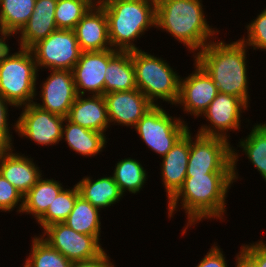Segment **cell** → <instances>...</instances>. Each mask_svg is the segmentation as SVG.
<instances>
[{
  "mask_svg": "<svg viewBox=\"0 0 266 267\" xmlns=\"http://www.w3.org/2000/svg\"><path fill=\"white\" fill-rule=\"evenodd\" d=\"M245 28L247 29V32H245L247 35L240 40L253 50L266 51V8L245 25Z\"/></svg>",
  "mask_w": 266,
  "mask_h": 267,
  "instance_id": "d6a6232c",
  "label": "cell"
},
{
  "mask_svg": "<svg viewBox=\"0 0 266 267\" xmlns=\"http://www.w3.org/2000/svg\"><path fill=\"white\" fill-rule=\"evenodd\" d=\"M58 0H36L34 12L26 25L18 33L21 48L30 49L38 41L47 38L58 30L55 21V9Z\"/></svg>",
  "mask_w": 266,
  "mask_h": 267,
  "instance_id": "44dd1931",
  "label": "cell"
},
{
  "mask_svg": "<svg viewBox=\"0 0 266 267\" xmlns=\"http://www.w3.org/2000/svg\"><path fill=\"white\" fill-rule=\"evenodd\" d=\"M239 147L247 159L257 169L266 182V123H257L244 139H240Z\"/></svg>",
  "mask_w": 266,
  "mask_h": 267,
  "instance_id": "f1b7e54d",
  "label": "cell"
},
{
  "mask_svg": "<svg viewBox=\"0 0 266 267\" xmlns=\"http://www.w3.org/2000/svg\"><path fill=\"white\" fill-rule=\"evenodd\" d=\"M99 212L98 208L79 196L74 208L63 223L76 232L93 235L101 242V217Z\"/></svg>",
  "mask_w": 266,
  "mask_h": 267,
  "instance_id": "484cf974",
  "label": "cell"
},
{
  "mask_svg": "<svg viewBox=\"0 0 266 267\" xmlns=\"http://www.w3.org/2000/svg\"><path fill=\"white\" fill-rule=\"evenodd\" d=\"M71 267H115L113 261L111 262L110 256L107 255L106 250H104L96 258L72 262Z\"/></svg>",
  "mask_w": 266,
  "mask_h": 267,
  "instance_id": "74e56055",
  "label": "cell"
},
{
  "mask_svg": "<svg viewBox=\"0 0 266 267\" xmlns=\"http://www.w3.org/2000/svg\"><path fill=\"white\" fill-rule=\"evenodd\" d=\"M82 52L112 49L108 35V20L104 9L96 2L75 29Z\"/></svg>",
  "mask_w": 266,
  "mask_h": 267,
  "instance_id": "ac0fdd59",
  "label": "cell"
},
{
  "mask_svg": "<svg viewBox=\"0 0 266 267\" xmlns=\"http://www.w3.org/2000/svg\"><path fill=\"white\" fill-rule=\"evenodd\" d=\"M14 151V147L0 148V174L24 196L43 173L31 156Z\"/></svg>",
  "mask_w": 266,
  "mask_h": 267,
  "instance_id": "e0dca14e",
  "label": "cell"
},
{
  "mask_svg": "<svg viewBox=\"0 0 266 267\" xmlns=\"http://www.w3.org/2000/svg\"><path fill=\"white\" fill-rule=\"evenodd\" d=\"M108 20V35L112 49L132 51L134 43L148 29L156 27L155 0H100Z\"/></svg>",
  "mask_w": 266,
  "mask_h": 267,
  "instance_id": "277c9868",
  "label": "cell"
},
{
  "mask_svg": "<svg viewBox=\"0 0 266 267\" xmlns=\"http://www.w3.org/2000/svg\"><path fill=\"white\" fill-rule=\"evenodd\" d=\"M50 75L40 84L39 97L42 103L34 104L50 113L67 117L78 94L73 72L70 70H50Z\"/></svg>",
  "mask_w": 266,
  "mask_h": 267,
  "instance_id": "5bb4252c",
  "label": "cell"
},
{
  "mask_svg": "<svg viewBox=\"0 0 266 267\" xmlns=\"http://www.w3.org/2000/svg\"><path fill=\"white\" fill-rule=\"evenodd\" d=\"M86 97L85 95L77 96L66 118L81 127L106 135L111 125L104 96L88 95Z\"/></svg>",
  "mask_w": 266,
  "mask_h": 267,
  "instance_id": "ffe728a7",
  "label": "cell"
},
{
  "mask_svg": "<svg viewBox=\"0 0 266 267\" xmlns=\"http://www.w3.org/2000/svg\"><path fill=\"white\" fill-rule=\"evenodd\" d=\"M22 108L16 120V133L34 141L37 145L51 146L62 141V127L65 118L39 108L34 103Z\"/></svg>",
  "mask_w": 266,
  "mask_h": 267,
  "instance_id": "30bf717a",
  "label": "cell"
},
{
  "mask_svg": "<svg viewBox=\"0 0 266 267\" xmlns=\"http://www.w3.org/2000/svg\"><path fill=\"white\" fill-rule=\"evenodd\" d=\"M36 0H0V28L17 35L34 12Z\"/></svg>",
  "mask_w": 266,
  "mask_h": 267,
  "instance_id": "83f0119b",
  "label": "cell"
},
{
  "mask_svg": "<svg viewBox=\"0 0 266 267\" xmlns=\"http://www.w3.org/2000/svg\"><path fill=\"white\" fill-rule=\"evenodd\" d=\"M79 196L76 184L73 188H64L36 223L43 229L51 224L63 223L74 208L76 199Z\"/></svg>",
  "mask_w": 266,
  "mask_h": 267,
  "instance_id": "4dcf8cb0",
  "label": "cell"
},
{
  "mask_svg": "<svg viewBox=\"0 0 266 267\" xmlns=\"http://www.w3.org/2000/svg\"><path fill=\"white\" fill-rule=\"evenodd\" d=\"M136 85L154 105L159 101L176 104L179 97L180 75L163 60L142 49L131 51Z\"/></svg>",
  "mask_w": 266,
  "mask_h": 267,
  "instance_id": "8992f818",
  "label": "cell"
},
{
  "mask_svg": "<svg viewBox=\"0 0 266 267\" xmlns=\"http://www.w3.org/2000/svg\"><path fill=\"white\" fill-rule=\"evenodd\" d=\"M18 49L14 53L9 49L0 59V94L15 108L34 103L39 77L32 51Z\"/></svg>",
  "mask_w": 266,
  "mask_h": 267,
  "instance_id": "5b68a950",
  "label": "cell"
},
{
  "mask_svg": "<svg viewBox=\"0 0 266 267\" xmlns=\"http://www.w3.org/2000/svg\"><path fill=\"white\" fill-rule=\"evenodd\" d=\"M256 264L258 267H266V241L263 239L243 244L240 247Z\"/></svg>",
  "mask_w": 266,
  "mask_h": 267,
  "instance_id": "d590c367",
  "label": "cell"
},
{
  "mask_svg": "<svg viewBox=\"0 0 266 267\" xmlns=\"http://www.w3.org/2000/svg\"><path fill=\"white\" fill-rule=\"evenodd\" d=\"M12 104L8 102L1 94H0V148H10L14 147L13 144V136L12 132L10 131L13 127V130L15 129L16 132V121L15 123L10 124L9 126V113H8V107ZM11 128V129H10ZM11 133V134H10Z\"/></svg>",
  "mask_w": 266,
  "mask_h": 267,
  "instance_id": "e575fe53",
  "label": "cell"
},
{
  "mask_svg": "<svg viewBox=\"0 0 266 267\" xmlns=\"http://www.w3.org/2000/svg\"><path fill=\"white\" fill-rule=\"evenodd\" d=\"M96 2V0H58L55 9L57 28L74 30L77 23Z\"/></svg>",
  "mask_w": 266,
  "mask_h": 267,
  "instance_id": "1f68e13d",
  "label": "cell"
},
{
  "mask_svg": "<svg viewBox=\"0 0 266 267\" xmlns=\"http://www.w3.org/2000/svg\"><path fill=\"white\" fill-rule=\"evenodd\" d=\"M107 139L104 133L81 127L67 118L64 120L62 140L66 141L70 149L78 155L96 156L106 148Z\"/></svg>",
  "mask_w": 266,
  "mask_h": 267,
  "instance_id": "603a6c76",
  "label": "cell"
},
{
  "mask_svg": "<svg viewBox=\"0 0 266 267\" xmlns=\"http://www.w3.org/2000/svg\"><path fill=\"white\" fill-rule=\"evenodd\" d=\"M236 150L232 146L233 173L186 175L182 187L167 202L166 209H168L169 219L178 211L179 206L186 213L187 223L182 235L187 233L186 231L191 226H195L203 219H220V221L224 219L227 194L231 185L239 178L236 166L240 153L239 150H237L238 152Z\"/></svg>",
  "mask_w": 266,
  "mask_h": 267,
  "instance_id": "6da1fadb",
  "label": "cell"
},
{
  "mask_svg": "<svg viewBox=\"0 0 266 267\" xmlns=\"http://www.w3.org/2000/svg\"><path fill=\"white\" fill-rule=\"evenodd\" d=\"M247 48L240 39L230 43L212 39L193 57L211 76L220 93L238 97L250 107Z\"/></svg>",
  "mask_w": 266,
  "mask_h": 267,
  "instance_id": "7a4b0ae2",
  "label": "cell"
},
{
  "mask_svg": "<svg viewBox=\"0 0 266 267\" xmlns=\"http://www.w3.org/2000/svg\"><path fill=\"white\" fill-rule=\"evenodd\" d=\"M108 50L81 52L74 66L73 78L78 95H104Z\"/></svg>",
  "mask_w": 266,
  "mask_h": 267,
  "instance_id": "2e32d148",
  "label": "cell"
},
{
  "mask_svg": "<svg viewBox=\"0 0 266 267\" xmlns=\"http://www.w3.org/2000/svg\"><path fill=\"white\" fill-rule=\"evenodd\" d=\"M43 230L40 237L71 262L93 259L104 251L93 235L76 232L65 223L51 224Z\"/></svg>",
  "mask_w": 266,
  "mask_h": 267,
  "instance_id": "8fae6325",
  "label": "cell"
},
{
  "mask_svg": "<svg viewBox=\"0 0 266 267\" xmlns=\"http://www.w3.org/2000/svg\"><path fill=\"white\" fill-rule=\"evenodd\" d=\"M233 173L232 145L221 137L203 136L190 131V154L186 175Z\"/></svg>",
  "mask_w": 266,
  "mask_h": 267,
  "instance_id": "ba28073f",
  "label": "cell"
},
{
  "mask_svg": "<svg viewBox=\"0 0 266 267\" xmlns=\"http://www.w3.org/2000/svg\"><path fill=\"white\" fill-rule=\"evenodd\" d=\"M223 250L215 243L195 267H228Z\"/></svg>",
  "mask_w": 266,
  "mask_h": 267,
  "instance_id": "8d00e7d4",
  "label": "cell"
},
{
  "mask_svg": "<svg viewBox=\"0 0 266 267\" xmlns=\"http://www.w3.org/2000/svg\"><path fill=\"white\" fill-rule=\"evenodd\" d=\"M248 107L242 99L219 92L202 114L203 119L206 118L210 124L201 125L197 134L221 137L230 141L231 136L228 131H239L241 116Z\"/></svg>",
  "mask_w": 266,
  "mask_h": 267,
  "instance_id": "7c38bea8",
  "label": "cell"
},
{
  "mask_svg": "<svg viewBox=\"0 0 266 267\" xmlns=\"http://www.w3.org/2000/svg\"><path fill=\"white\" fill-rule=\"evenodd\" d=\"M110 125L134 128L136 123L154 106L137 88L130 91L105 93Z\"/></svg>",
  "mask_w": 266,
  "mask_h": 267,
  "instance_id": "9a60e30c",
  "label": "cell"
},
{
  "mask_svg": "<svg viewBox=\"0 0 266 267\" xmlns=\"http://www.w3.org/2000/svg\"><path fill=\"white\" fill-rule=\"evenodd\" d=\"M11 37L12 36L7 31H5L3 28H0V59L11 48L9 47L8 43H6L8 38Z\"/></svg>",
  "mask_w": 266,
  "mask_h": 267,
  "instance_id": "ab89813d",
  "label": "cell"
},
{
  "mask_svg": "<svg viewBox=\"0 0 266 267\" xmlns=\"http://www.w3.org/2000/svg\"><path fill=\"white\" fill-rule=\"evenodd\" d=\"M190 154V129L175 143L172 149L162 157L161 175L167 199L170 200L182 187L186 178Z\"/></svg>",
  "mask_w": 266,
  "mask_h": 267,
  "instance_id": "d6986e66",
  "label": "cell"
},
{
  "mask_svg": "<svg viewBox=\"0 0 266 267\" xmlns=\"http://www.w3.org/2000/svg\"><path fill=\"white\" fill-rule=\"evenodd\" d=\"M23 203L24 196L0 174V211L11 212L16 208L21 213Z\"/></svg>",
  "mask_w": 266,
  "mask_h": 267,
  "instance_id": "836d02e7",
  "label": "cell"
},
{
  "mask_svg": "<svg viewBox=\"0 0 266 267\" xmlns=\"http://www.w3.org/2000/svg\"><path fill=\"white\" fill-rule=\"evenodd\" d=\"M135 68L131 51L108 49V67L105 72L104 94L136 89Z\"/></svg>",
  "mask_w": 266,
  "mask_h": 267,
  "instance_id": "7402d4cb",
  "label": "cell"
},
{
  "mask_svg": "<svg viewBox=\"0 0 266 267\" xmlns=\"http://www.w3.org/2000/svg\"><path fill=\"white\" fill-rule=\"evenodd\" d=\"M204 9L202 0H157L156 28L169 33L195 55L220 32L209 26Z\"/></svg>",
  "mask_w": 266,
  "mask_h": 267,
  "instance_id": "3957f363",
  "label": "cell"
},
{
  "mask_svg": "<svg viewBox=\"0 0 266 267\" xmlns=\"http://www.w3.org/2000/svg\"><path fill=\"white\" fill-rule=\"evenodd\" d=\"M235 267H258L257 264L242 250L235 256Z\"/></svg>",
  "mask_w": 266,
  "mask_h": 267,
  "instance_id": "f35d334b",
  "label": "cell"
},
{
  "mask_svg": "<svg viewBox=\"0 0 266 267\" xmlns=\"http://www.w3.org/2000/svg\"><path fill=\"white\" fill-rule=\"evenodd\" d=\"M33 237L31 250L23 267H71L72 262L40 236Z\"/></svg>",
  "mask_w": 266,
  "mask_h": 267,
  "instance_id": "f546056e",
  "label": "cell"
},
{
  "mask_svg": "<svg viewBox=\"0 0 266 267\" xmlns=\"http://www.w3.org/2000/svg\"><path fill=\"white\" fill-rule=\"evenodd\" d=\"M194 61L195 70L180 78L179 97L175 105L183 107L185 114L198 118L202 117L219 91L211 76Z\"/></svg>",
  "mask_w": 266,
  "mask_h": 267,
  "instance_id": "4fadbf2b",
  "label": "cell"
},
{
  "mask_svg": "<svg viewBox=\"0 0 266 267\" xmlns=\"http://www.w3.org/2000/svg\"><path fill=\"white\" fill-rule=\"evenodd\" d=\"M79 195L89 201L100 211L116 204L123 197L113 176H102L96 180L91 176H85L77 182Z\"/></svg>",
  "mask_w": 266,
  "mask_h": 267,
  "instance_id": "cb8c5ba5",
  "label": "cell"
},
{
  "mask_svg": "<svg viewBox=\"0 0 266 267\" xmlns=\"http://www.w3.org/2000/svg\"><path fill=\"white\" fill-rule=\"evenodd\" d=\"M42 175L37 183L24 195L21 214L32 215L36 221L47 211L54 198L64 189L60 181ZM43 177V178H42Z\"/></svg>",
  "mask_w": 266,
  "mask_h": 267,
  "instance_id": "d4e9b609",
  "label": "cell"
},
{
  "mask_svg": "<svg viewBox=\"0 0 266 267\" xmlns=\"http://www.w3.org/2000/svg\"><path fill=\"white\" fill-rule=\"evenodd\" d=\"M148 173L142 164L131 157L124 158L115 164L112 176L123 196L125 192L137 194L144 188Z\"/></svg>",
  "mask_w": 266,
  "mask_h": 267,
  "instance_id": "4316f807",
  "label": "cell"
},
{
  "mask_svg": "<svg viewBox=\"0 0 266 267\" xmlns=\"http://www.w3.org/2000/svg\"><path fill=\"white\" fill-rule=\"evenodd\" d=\"M32 51L38 71L70 70L77 64L81 49L74 30L58 29L33 45Z\"/></svg>",
  "mask_w": 266,
  "mask_h": 267,
  "instance_id": "9c48e42d",
  "label": "cell"
},
{
  "mask_svg": "<svg viewBox=\"0 0 266 267\" xmlns=\"http://www.w3.org/2000/svg\"><path fill=\"white\" fill-rule=\"evenodd\" d=\"M189 128L182 117H172L161 105H154L133 129L148 148L162 158Z\"/></svg>",
  "mask_w": 266,
  "mask_h": 267,
  "instance_id": "52a82bcc",
  "label": "cell"
}]
</instances>
